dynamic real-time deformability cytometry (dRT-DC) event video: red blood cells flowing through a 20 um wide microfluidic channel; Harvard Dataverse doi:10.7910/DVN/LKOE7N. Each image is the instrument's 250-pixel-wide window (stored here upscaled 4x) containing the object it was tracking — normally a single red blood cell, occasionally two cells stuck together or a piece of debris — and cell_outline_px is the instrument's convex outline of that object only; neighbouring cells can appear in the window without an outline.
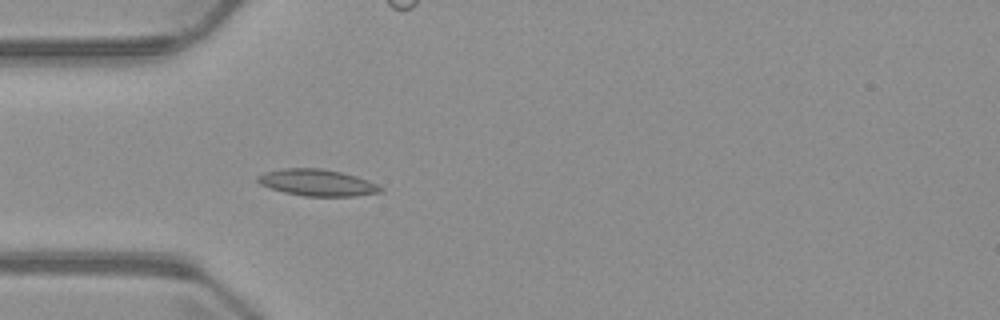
{"species": "common noctule bat (a hibernating species)", "species_latin": "Nyctalus noctula", "temperature_condition": "warm", "stored_images_in_passage": 4, "camera_frame_rate_fps": 3000, "um_per_image_px": 0.085, "animal": {"sex": "male", "body_mass_g": 23.1, "forearm_length_mm": 52.7}, "frame": {"image": 1, "passage_image": 4, "time_ms": 3.667, "image_size_px": [1000, 320], "cell_outline_px": [[384, 192], [356, 196], [304, 196], [284, 192], [260, 184], [256, 180], [256, 176], [264, 172], [284, 168], [320, 168], [340, 172], [356, 176], [368, 180], [384, 188]], "centroid_in_image_um": [26.98, 15.52], "position_along_channel_um": 58.0, "area_um2": 19.07}}